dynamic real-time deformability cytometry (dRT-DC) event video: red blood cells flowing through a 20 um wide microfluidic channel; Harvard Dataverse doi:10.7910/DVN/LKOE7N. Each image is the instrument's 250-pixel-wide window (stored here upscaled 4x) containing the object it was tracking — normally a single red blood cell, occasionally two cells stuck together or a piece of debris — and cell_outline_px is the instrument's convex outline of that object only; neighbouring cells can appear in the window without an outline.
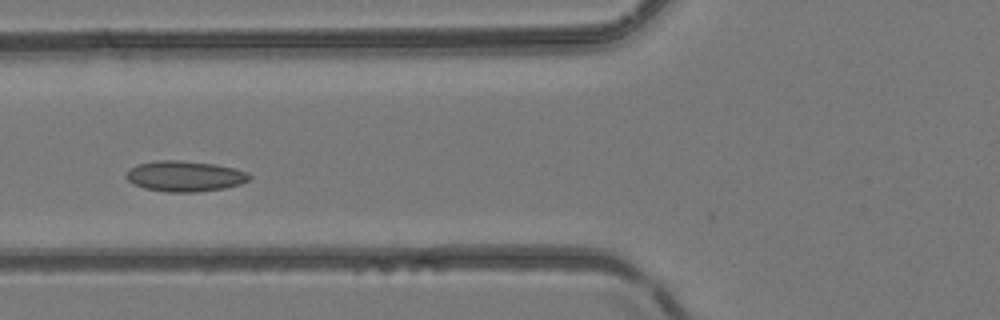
{"species": "common noctule bat (a hibernating species)", "species_latin": "Nyctalus noctula", "temperature_condition": "room temperature", "stored_images_in_passage": 5, "camera_frame_rate_fps": 3000, "um_per_image_px": 0.085, "animal": {"sex": "female", "body_mass_g": 24.6, "forearm_length_mm": 56.2}, "frame": {"image": 1, "passage_image": 5, "time_ms": 1.333, "image_size_px": [1000, 320], "cell_outline_px": [[252, 176], [248, 180], [240, 184], [224, 188], [196, 192], [168, 192], [144, 188], [132, 184], [124, 176], [136, 164], [156, 160], [180, 160], [216, 164], [236, 168], [248, 172]], "centroid_in_image_um": [15.72, 14.97], "position_along_channel_um": 110.1, "area_um2": 22.14}}